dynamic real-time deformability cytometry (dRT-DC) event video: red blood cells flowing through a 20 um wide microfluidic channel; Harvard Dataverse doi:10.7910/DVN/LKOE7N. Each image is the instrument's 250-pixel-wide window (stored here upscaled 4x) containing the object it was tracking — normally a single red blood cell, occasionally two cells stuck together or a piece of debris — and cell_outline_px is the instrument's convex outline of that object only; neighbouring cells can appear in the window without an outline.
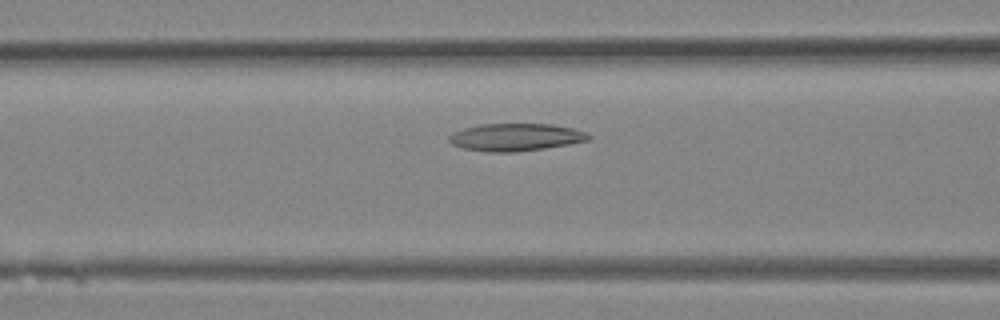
{"species": "Egyptian fruit bat (a non-hibernating species)", "species_latin": "Rousettus aegyptiacus", "temperature_condition": "room temperature", "stored_images_in_passage": 30, "camera_frame_rate_fps": 3000, "um_per_image_px": 0.085, "animal": {"sex": "female"}, "frame": {"image": 1, "passage_image": 11, "time_ms": 3.333, "image_size_px": [1000, 320], "cell_outline_px": [[592, 136], [588, 140], [568, 144], [544, 148], [516, 152], [488, 152], [464, 148], [452, 144], [448, 140], [448, 136], [452, 132], [464, 128], [480, 124], [552, 124], [572, 128], [584, 132]], "centroid_in_image_um": [43.79, 11.66], "position_along_channel_um": 122.8, "area_um2": 22.25}}
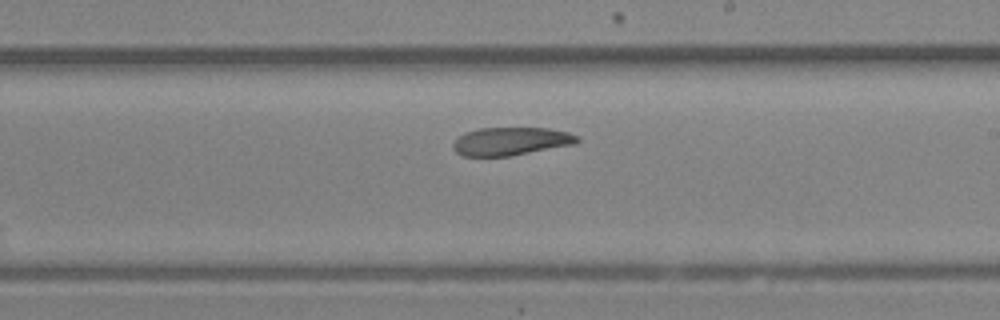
{"frame": {"image": 2, "passage_image": 17, "time_ms": 5.333, "image_size_px": [1000, 320], "cell_outline_px": [[580, 140], [576, 144], [508, 156], [464, 156], [456, 152], [452, 148], [452, 144], [464, 132], [480, 128], [548, 128], [568, 132], [576, 136]], "centroid_in_image_um": [43.41, 12.01], "position_along_channel_um": 245.6, "area_um2": 20.23}}
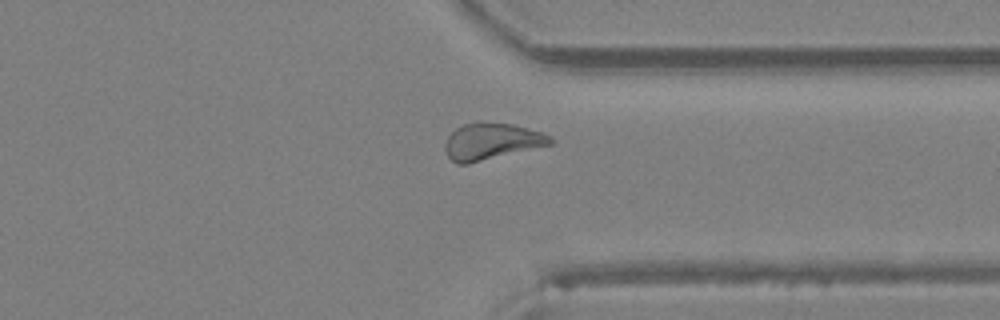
{"frame": {"image": 3, "passage_image": 23, "time_ms": 7.333, "image_size_px": [1000, 320], "cell_outline_px": [[556, 140], [552, 144], [468, 164], [456, 164], [448, 156], [444, 148], [444, 144], [448, 136], [456, 128], [464, 124], [484, 120], [512, 124], [540, 132], [552, 136]], "centroid_in_image_um": [41.77, 12.0], "position_along_channel_um": 369.6, "area_um2": 22.66}}